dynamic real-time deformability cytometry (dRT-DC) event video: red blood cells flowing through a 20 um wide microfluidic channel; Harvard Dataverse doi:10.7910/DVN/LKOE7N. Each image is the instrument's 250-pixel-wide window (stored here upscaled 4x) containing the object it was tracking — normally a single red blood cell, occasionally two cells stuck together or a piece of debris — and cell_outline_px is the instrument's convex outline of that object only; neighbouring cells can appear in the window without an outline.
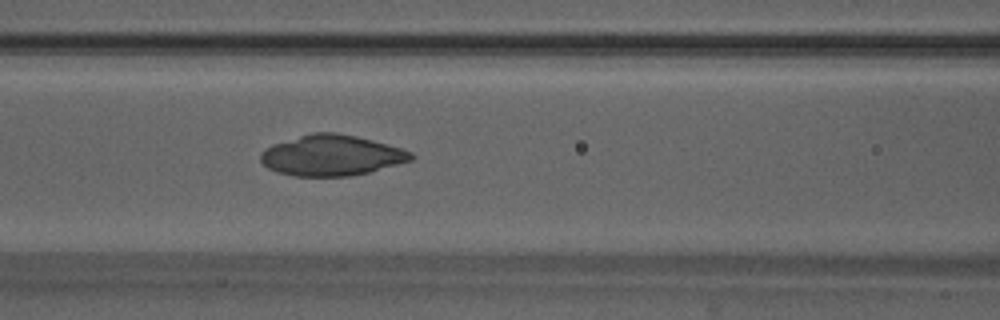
{"species": "Egyptian fruit bat (a non-hibernating species)", "species_latin": "Rousettus aegyptiacus", "temperature_condition": "warm", "stored_images_in_passage": 50, "camera_frame_rate_fps": 3000, "um_per_image_px": 0.085, "animal": {"sex": "male"}, "frame": {"image": 1, "passage_image": 22, "time_ms": 7.0, "image_size_px": [1000, 320], "cell_outline_px": [[416, 156], [412, 160], [368, 172], [348, 176], [296, 176], [276, 172], [268, 168], [260, 160], [260, 152], [264, 148], [272, 144], [312, 132], [336, 132], [356, 136], [372, 140], [400, 148], [412, 152]], "centroid_in_image_um": [28.15, 13.2], "position_along_channel_um": 138.5, "area_um2": 35.6}}
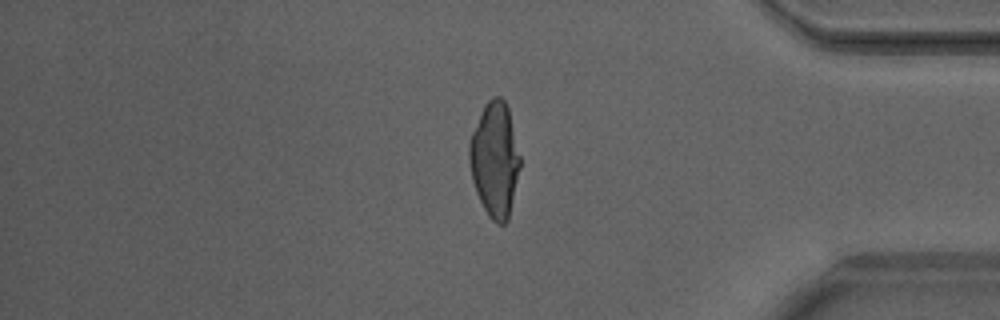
{"frame": {"image": 2, "passage_image": 42, "time_ms": 13.667, "image_size_px": [1000, 320], "cell_outline_px": [[520, 168], [508, 220], [504, 224], [496, 224], [488, 216], [476, 192], [472, 180], [468, 160], [468, 144], [472, 132], [484, 104], [492, 96], [500, 96], [504, 100], [508, 108], [520, 156]], "centroid_in_image_um": [42.04, 13.56], "position_along_channel_um": 393.2, "area_um2": 34.04}}
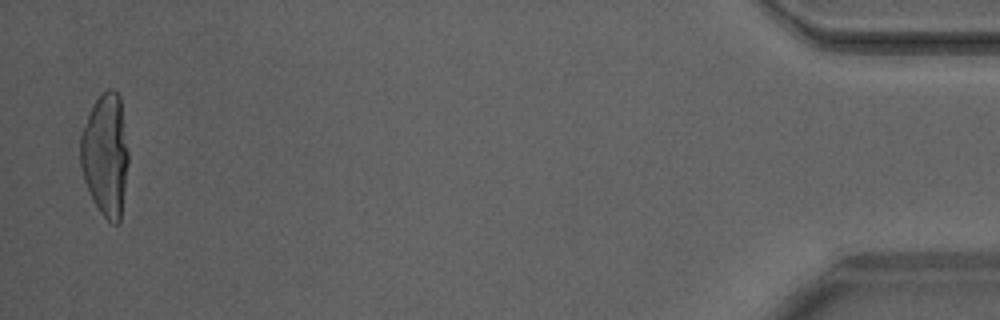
{"frame": {"image": 3, "passage_image": 49, "time_ms": 16.0, "image_size_px": [1000, 320], "cell_outline_px": [[128, 164], [120, 224], [112, 224], [100, 212], [92, 200], [84, 180], [80, 164], [80, 132], [96, 100], [108, 88], [112, 88], [120, 96], [128, 152]], "centroid_in_image_um": [8.96, 13.2], "position_along_channel_um": 426.2, "area_um2": 34.33}}